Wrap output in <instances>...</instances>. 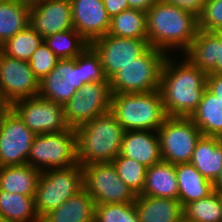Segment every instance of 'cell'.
<instances>
[{"label": "cell", "instance_id": "obj_29", "mask_svg": "<svg viewBox=\"0 0 222 222\" xmlns=\"http://www.w3.org/2000/svg\"><path fill=\"white\" fill-rule=\"evenodd\" d=\"M146 25V12L128 9L110 19L107 34L124 38L148 39Z\"/></svg>", "mask_w": 222, "mask_h": 222}, {"label": "cell", "instance_id": "obj_16", "mask_svg": "<svg viewBox=\"0 0 222 222\" xmlns=\"http://www.w3.org/2000/svg\"><path fill=\"white\" fill-rule=\"evenodd\" d=\"M28 25L43 38L73 29L70 0H43L31 7Z\"/></svg>", "mask_w": 222, "mask_h": 222}, {"label": "cell", "instance_id": "obj_47", "mask_svg": "<svg viewBox=\"0 0 222 222\" xmlns=\"http://www.w3.org/2000/svg\"><path fill=\"white\" fill-rule=\"evenodd\" d=\"M216 32L222 37V27Z\"/></svg>", "mask_w": 222, "mask_h": 222}, {"label": "cell", "instance_id": "obj_45", "mask_svg": "<svg viewBox=\"0 0 222 222\" xmlns=\"http://www.w3.org/2000/svg\"><path fill=\"white\" fill-rule=\"evenodd\" d=\"M0 222H16V221H13V220L8 219V218H6V217L0 216Z\"/></svg>", "mask_w": 222, "mask_h": 222}, {"label": "cell", "instance_id": "obj_33", "mask_svg": "<svg viewBox=\"0 0 222 222\" xmlns=\"http://www.w3.org/2000/svg\"><path fill=\"white\" fill-rule=\"evenodd\" d=\"M112 163L121 180L135 195H140L145 186L147 167L120 154Z\"/></svg>", "mask_w": 222, "mask_h": 222}, {"label": "cell", "instance_id": "obj_11", "mask_svg": "<svg viewBox=\"0 0 222 222\" xmlns=\"http://www.w3.org/2000/svg\"><path fill=\"white\" fill-rule=\"evenodd\" d=\"M10 107L35 135L57 133L70 128L65 119L63 105L40 95L18 100Z\"/></svg>", "mask_w": 222, "mask_h": 222}, {"label": "cell", "instance_id": "obj_21", "mask_svg": "<svg viewBox=\"0 0 222 222\" xmlns=\"http://www.w3.org/2000/svg\"><path fill=\"white\" fill-rule=\"evenodd\" d=\"M190 163L214 183L222 171V138L202 136L194 148Z\"/></svg>", "mask_w": 222, "mask_h": 222}, {"label": "cell", "instance_id": "obj_10", "mask_svg": "<svg viewBox=\"0 0 222 222\" xmlns=\"http://www.w3.org/2000/svg\"><path fill=\"white\" fill-rule=\"evenodd\" d=\"M111 98L109 81L85 84L63 105L67 125L76 129L99 115L111 111Z\"/></svg>", "mask_w": 222, "mask_h": 222}, {"label": "cell", "instance_id": "obj_3", "mask_svg": "<svg viewBox=\"0 0 222 222\" xmlns=\"http://www.w3.org/2000/svg\"><path fill=\"white\" fill-rule=\"evenodd\" d=\"M77 161L81 166L110 163L120 153L125 129L109 111L76 129Z\"/></svg>", "mask_w": 222, "mask_h": 222}, {"label": "cell", "instance_id": "obj_8", "mask_svg": "<svg viewBox=\"0 0 222 222\" xmlns=\"http://www.w3.org/2000/svg\"><path fill=\"white\" fill-rule=\"evenodd\" d=\"M162 161L173 165L190 163L194 148L203 136L190 117L168 116L157 130Z\"/></svg>", "mask_w": 222, "mask_h": 222}, {"label": "cell", "instance_id": "obj_37", "mask_svg": "<svg viewBox=\"0 0 222 222\" xmlns=\"http://www.w3.org/2000/svg\"><path fill=\"white\" fill-rule=\"evenodd\" d=\"M84 85L92 82L109 81L103 72L100 55L89 45L83 51Z\"/></svg>", "mask_w": 222, "mask_h": 222}, {"label": "cell", "instance_id": "obj_20", "mask_svg": "<svg viewBox=\"0 0 222 222\" xmlns=\"http://www.w3.org/2000/svg\"><path fill=\"white\" fill-rule=\"evenodd\" d=\"M134 205L140 222H177L184 215L179 199L136 195Z\"/></svg>", "mask_w": 222, "mask_h": 222}, {"label": "cell", "instance_id": "obj_28", "mask_svg": "<svg viewBox=\"0 0 222 222\" xmlns=\"http://www.w3.org/2000/svg\"><path fill=\"white\" fill-rule=\"evenodd\" d=\"M30 9L15 0H0V46L28 26Z\"/></svg>", "mask_w": 222, "mask_h": 222}, {"label": "cell", "instance_id": "obj_34", "mask_svg": "<svg viewBox=\"0 0 222 222\" xmlns=\"http://www.w3.org/2000/svg\"><path fill=\"white\" fill-rule=\"evenodd\" d=\"M94 222H140L134 203L97 204Z\"/></svg>", "mask_w": 222, "mask_h": 222}, {"label": "cell", "instance_id": "obj_44", "mask_svg": "<svg viewBox=\"0 0 222 222\" xmlns=\"http://www.w3.org/2000/svg\"><path fill=\"white\" fill-rule=\"evenodd\" d=\"M10 106L2 99L0 96V120L3 113L9 108Z\"/></svg>", "mask_w": 222, "mask_h": 222}, {"label": "cell", "instance_id": "obj_22", "mask_svg": "<svg viewBox=\"0 0 222 222\" xmlns=\"http://www.w3.org/2000/svg\"><path fill=\"white\" fill-rule=\"evenodd\" d=\"M95 203L83 188L61 206L46 213L41 222H94Z\"/></svg>", "mask_w": 222, "mask_h": 222}, {"label": "cell", "instance_id": "obj_27", "mask_svg": "<svg viewBox=\"0 0 222 222\" xmlns=\"http://www.w3.org/2000/svg\"><path fill=\"white\" fill-rule=\"evenodd\" d=\"M0 216L16 222H41L34 196L13 194L0 189Z\"/></svg>", "mask_w": 222, "mask_h": 222}, {"label": "cell", "instance_id": "obj_46", "mask_svg": "<svg viewBox=\"0 0 222 222\" xmlns=\"http://www.w3.org/2000/svg\"><path fill=\"white\" fill-rule=\"evenodd\" d=\"M177 222H193V221L187 219V218L183 215Z\"/></svg>", "mask_w": 222, "mask_h": 222}, {"label": "cell", "instance_id": "obj_17", "mask_svg": "<svg viewBox=\"0 0 222 222\" xmlns=\"http://www.w3.org/2000/svg\"><path fill=\"white\" fill-rule=\"evenodd\" d=\"M73 28L90 44L108 33L110 17L103 0H70Z\"/></svg>", "mask_w": 222, "mask_h": 222}, {"label": "cell", "instance_id": "obj_15", "mask_svg": "<svg viewBox=\"0 0 222 222\" xmlns=\"http://www.w3.org/2000/svg\"><path fill=\"white\" fill-rule=\"evenodd\" d=\"M90 45L100 55L102 69L108 80L150 47L148 39L124 38L110 34L94 40Z\"/></svg>", "mask_w": 222, "mask_h": 222}, {"label": "cell", "instance_id": "obj_26", "mask_svg": "<svg viewBox=\"0 0 222 222\" xmlns=\"http://www.w3.org/2000/svg\"><path fill=\"white\" fill-rule=\"evenodd\" d=\"M190 118L203 136L222 138V100L207 88L200 104Z\"/></svg>", "mask_w": 222, "mask_h": 222}, {"label": "cell", "instance_id": "obj_12", "mask_svg": "<svg viewBox=\"0 0 222 222\" xmlns=\"http://www.w3.org/2000/svg\"><path fill=\"white\" fill-rule=\"evenodd\" d=\"M35 134L9 107L0 120V167L27 164Z\"/></svg>", "mask_w": 222, "mask_h": 222}, {"label": "cell", "instance_id": "obj_18", "mask_svg": "<svg viewBox=\"0 0 222 222\" xmlns=\"http://www.w3.org/2000/svg\"><path fill=\"white\" fill-rule=\"evenodd\" d=\"M182 54L207 74H222V37L217 32L199 29L193 42Z\"/></svg>", "mask_w": 222, "mask_h": 222}, {"label": "cell", "instance_id": "obj_32", "mask_svg": "<svg viewBox=\"0 0 222 222\" xmlns=\"http://www.w3.org/2000/svg\"><path fill=\"white\" fill-rule=\"evenodd\" d=\"M184 216L193 222H222V194L213 191L207 197L183 207Z\"/></svg>", "mask_w": 222, "mask_h": 222}, {"label": "cell", "instance_id": "obj_2", "mask_svg": "<svg viewBox=\"0 0 222 222\" xmlns=\"http://www.w3.org/2000/svg\"><path fill=\"white\" fill-rule=\"evenodd\" d=\"M146 24L149 45L168 55L172 49L185 52L199 30L197 16L162 1L146 11Z\"/></svg>", "mask_w": 222, "mask_h": 222}, {"label": "cell", "instance_id": "obj_25", "mask_svg": "<svg viewBox=\"0 0 222 222\" xmlns=\"http://www.w3.org/2000/svg\"><path fill=\"white\" fill-rule=\"evenodd\" d=\"M40 174L41 171L29 164L0 167V189L35 197Z\"/></svg>", "mask_w": 222, "mask_h": 222}, {"label": "cell", "instance_id": "obj_39", "mask_svg": "<svg viewBox=\"0 0 222 222\" xmlns=\"http://www.w3.org/2000/svg\"><path fill=\"white\" fill-rule=\"evenodd\" d=\"M103 4L110 18L129 9L127 0H103Z\"/></svg>", "mask_w": 222, "mask_h": 222}, {"label": "cell", "instance_id": "obj_35", "mask_svg": "<svg viewBox=\"0 0 222 222\" xmlns=\"http://www.w3.org/2000/svg\"><path fill=\"white\" fill-rule=\"evenodd\" d=\"M58 61L59 58L43 41L28 62L35 76L41 81L52 71Z\"/></svg>", "mask_w": 222, "mask_h": 222}, {"label": "cell", "instance_id": "obj_36", "mask_svg": "<svg viewBox=\"0 0 222 222\" xmlns=\"http://www.w3.org/2000/svg\"><path fill=\"white\" fill-rule=\"evenodd\" d=\"M198 27L202 31L216 32L222 27V0H206L198 17Z\"/></svg>", "mask_w": 222, "mask_h": 222}, {"label": "cell", "instance_id": "obj_5", "mask_svg": "<svg viewBox=\"0 0 222 222\" xmlns=\"http://www.w3.org/2000/svg\"><path fill=\"white\" fill-rule=\"evenodd\" d=\"M168 54L149 47L110 79L112 93H143L160 90L161 71Z\"/></svg>", "mask_w": 222, "mask_h": 222}, {"label": "cell", "instance_id": "obj_9", "mask_svg": "<svg viewBox=\"0 0 222 222\" xmlns=\"http://www.w3.org/2000/svg\"><path fill=\"white\" fill-rule=\"evenodd\" d=\"M84 189L97 204L134 203L136 195L118 176L113 163L82 166Z\"/></svg>", "mask_w": 222, "mask_h": 222}, {"label": "cell", "instance_id": "obj_24", "mask_svg": "<svg viewBox=\"0 0 222 222\" xmlns=\"http://www.w3.org/2000/svg\"><path fill=\"white\" fill-rule=\"evenodd\" d=\"M175 172L179 188L178 199L183 207L214 191L213 183L202 176L191 163L176 164Z\"/></svg>", "mask_w": 222, "mask_h": 222}, {"label": "cell", "instance_id": "obj_14", "mask_svg": "<svg viewBox=\"0 0 222 222\" xmlns=\"http://www.w3.org/2000/svg\"><path fill=\"white\" fill-rule=\"evenodd\" d=\"M40 81L29 62L5 55L0 50V96L11 106L14 102L39 95Z\"/></svg>", "mask_w": 222, "mask_h": 222}, {"label": "cell", "instance_id": "obj_30", "mask_svg": "<svg viewBox=\"0 0 222 222\" xmlns=\"http://www.w3.org/2000/svg\"><path fill=\"white\" fill-rule=\"evenodd\" d=\"M44 42L59 59L76 58L90 45L74 28L49 35Z\"/></svg>", "mask_w": 222, "mask_h": 222}, {"label": "cell", "instance_id": "obj_19", "mask_svg": "<svg viewBox=\"0 0 222 222\" xmlns=\"http://www.w3.org/2000/svg\"><path fill=\"white\" fill-rule=\"evenodd\" d=\"M120 155L151 167L162 161L157 132L149 130L125 131Z\"/></svg>", "mask_w": 222, "mask_h": 222}, {"label": "cell", "instance_id": "obj_1", "mask_svg": "<svg viewBox=\"0 0 222 222\" xmlns=\"http://www.w3.org/2000/svg\"><path fill=\"white\" fill-rule=\"evenodd\" d=\"M171 56L166 57L161 71L160 92L164 108L167 116L190 117L200 104L208 74L186 57L176 61Z\"/></svg>", "mask_w": 222, "mask_h": 222}, {"label": "cell", "instance_id": "obj_41", "mask_svg": "<svg viewBox=\"0 0 222 222\" xmlns=\"http://www.w3.org/2000/svg\"><path fill=\"white\" fill-rule=\"evenodd\" d=\"M129 9H137L146 12L155 2L161 0H127Z\"/></svg>", "mask_w": 222, "mask_h": 222}, {"label": "cell", "instance_id": "obj_40", "mask_svg": "<svg viewBox=\"0 0 222 222\" xmlns=\"http://www.w3.org/2000/svg\"><path fill=\"white\" fill-rule=\"evenodd\" d=\"M206 88L222 100V74L208 73Z\"/></svg>", "mask_w": 222, "mask_h": 222}, {"label": "cell", "instance_id": "obj_4", "mask_svg": "<svg viewBox=\"0 0 222 222\" xmlns=\"http://www.w3.org/2000/svg\"><path fill=\"white\" fill-rule=\"evenodd\" d=\"M111 112L125 131H155L168 117L160 90L143 93H112Z\"/></svg>", "mask_w": 222, "mask_h": 222}, {"label": "cell", "instance_id": "obj_31", "mask_svg": "<svg viewBox=\"0 0 222 222\" xmlns=\"http://www.w3.org/2000/svg\"><path fill=\"white\" fill-rule=\"evenodd\" d=\"M43 41L44 38L28 25L3 43L0 46V50L10 57L29 61L32 54Z\"/></svg>", "mask_w": 222, "mask_h": 222}, {"label": "cell", "instance_id": "obj_7", "mask_svg": "<svg viewBox=\"0 0 222 222\" xmlns=\"http://www.w3.org/2000/svg\"><path fill=\"white\" fill-rule=\"evenodd\" d=\"M27 164L41 172L78 164L76 130L35 135Z\"/></svg>", "mask_w": 222, "mask_h": 222}, {"label": "cell", "instance_id": "obj_13", "mask_svg": "<svg viewBox=\"0 0 222 222\" xmlns=\"http://www.w3.org/2000/svg\"><path fill=\"white\" fill-rule=\"evenodd\" d=\"M84 86L83 52L76 58L59 59L52 71L40 81L39 95L65 105Z\"/></svg>", "mask_w": 222, "mask_h": 222}, {"label": "cell", "instance_id": "obj_6", "mask_svg": "<svg viewBox=\"0 0 222 222\" xmlns=\"http://www.w3.org/2000/svg\"><path fill=\"white\" fill-rule=\"evenodd\" d=\"M83 188V168L80 164L41 172L34 197L39 217L58 208Z\"/></svg>", "mask_w": 222, "mask_h": 222}, {"label": "cell", "instance_id": "obj_38", "mask_svg": "<svg viewBox=\"0 0 222 222\" xmlns=\"http://www.w3.org/2000/svg\"><path fill=\"white\" fill-rule=\"evenodd\" d=\"M162 2L179 7L199 17L204 8L206 0H161Z\"/></svg>", "mask_w": 222, "mask_h": 222}, {"label": "cell", "instance_id": "obj_42", "mask_svg": "<svg viewBox=\"0 0 222 222\" xmlns=\"http://www.w3.org/2000/svg\"><path fill=\"white\" fill-rule=\"evenodd\" d=\"M213 185H214V191L222 194V171H221L220 176L213 183Z\"/></svg>", "mask_w": 222, "mask_h": 222}, {"label": "cell", "instance_id": "obj_43", "mask_svg": "<svg viewBox=\"0 0 222 222\" xmlns=\"http://www.w3.org/2000/svg\"><path fill=\"white\" fill-rule=\"evenodd\" d=\"M18 3L33 7L34 5L41 3L43 0H15Z\"/></svg>", "mask_w": 222, "mask_h": 222}, {"label": "cell", "instance_id": "obj_23", "mask_svg": "<svg viewBox=\"0 0 222 222\" xmlns=\"http://www.w3.org/2000/svg\"><path fill=\"white\" fill-rule=\"evenodd\" d=\"M175 165L161 161L147 168L145 186L140 195L178 199Z\"/></svg>", "mask_w": 222, "mask_h": 222}]
</instances>
